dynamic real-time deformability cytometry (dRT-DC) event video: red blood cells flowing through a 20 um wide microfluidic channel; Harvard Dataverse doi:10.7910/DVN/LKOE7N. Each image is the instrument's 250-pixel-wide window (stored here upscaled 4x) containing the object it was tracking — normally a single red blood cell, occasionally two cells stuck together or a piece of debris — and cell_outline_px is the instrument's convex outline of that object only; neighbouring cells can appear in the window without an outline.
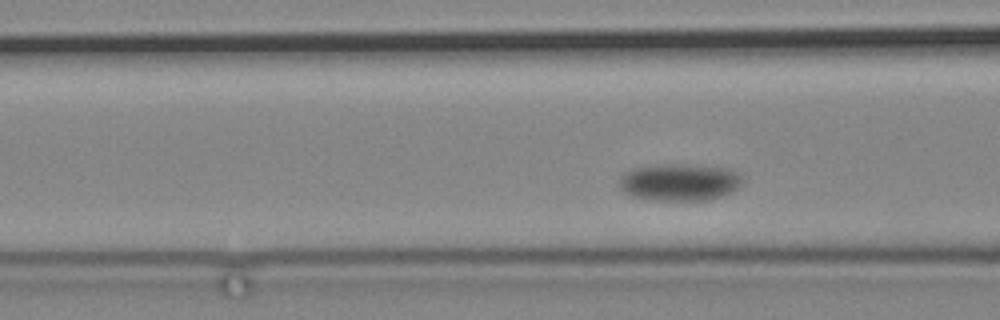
{"species": "common noctule bat (a hibernating species)", "species_latin": "Nyctalus noctula", "temperature_condition": "cold", "stored_images_in_passage": 69, "segment_of_instrument_passage": [1, 2], "camera_frame_rate_fps": 3000, "um_per_image_px": 0.085, "animal": {"sex": "male", "body_mass_g": 19.2, "forearm_length_mm": 51.8}, "frame": {"image": 1, "passage_image": 20, "time_ms": 6.333, "image_size_px": [1000, 320], "cell_outline_px": [[744, 180], [736, 188], [720, 196], [708, 200], [644, 200], [632, 196], [620, 188], [620, 176], [632, 168], [672, 164], [696, 164], [732, 168]], "centroid_in_image_um": [57.76, 15.47], "position_along_channel_um": 108.8, "area_um2": 26.7}}
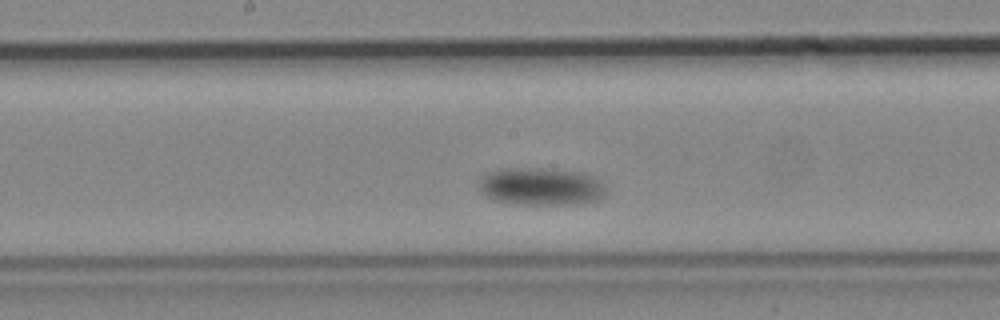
{"frame": {"image": 2, "passage_image": 31, "time_ms": 10.0, "image_size_px": [1000, 320], "cell_outline_px": [[604, 196], [600, 200], [572, 204], [516, 204], [496, 200], [480, 192], [480, 176], [488, 172], [500, 168], [540, 168], [584, 172], [600, 180], [604, 188]], "centroid_in_image_um": [45.97, 15.84], "position_along_channel_um": 202.2, "area_um2": 27.92}}
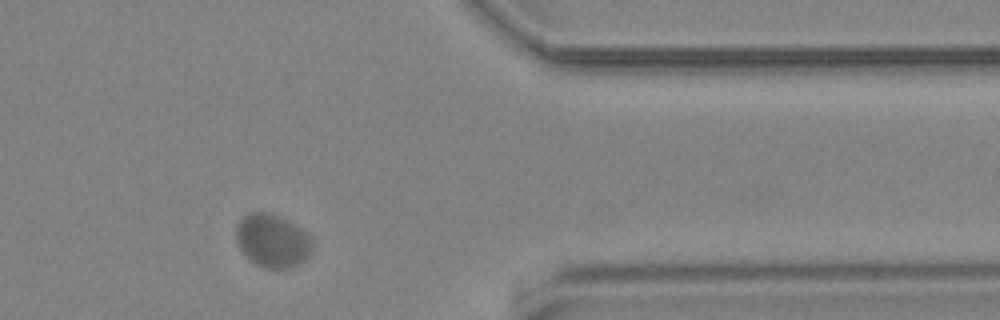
{"frame": {"image": 3, "passage_image": 54, "time_ms": 17.667, "image_size_px": [1000, 320], "cell_outline_px": [[312, 248], [308, 256], [304, 260], [292, 268], [264, 268], [248, 260], [240, 248], [236, 240], [236, 224], [248, 212], [272, 212], [288, 220], [308, 232], [312, 236]], "centroid_in_image_um": [23.16, 20.44], "position_along_channel_um": 388.2, "area_um2": 24.04}}